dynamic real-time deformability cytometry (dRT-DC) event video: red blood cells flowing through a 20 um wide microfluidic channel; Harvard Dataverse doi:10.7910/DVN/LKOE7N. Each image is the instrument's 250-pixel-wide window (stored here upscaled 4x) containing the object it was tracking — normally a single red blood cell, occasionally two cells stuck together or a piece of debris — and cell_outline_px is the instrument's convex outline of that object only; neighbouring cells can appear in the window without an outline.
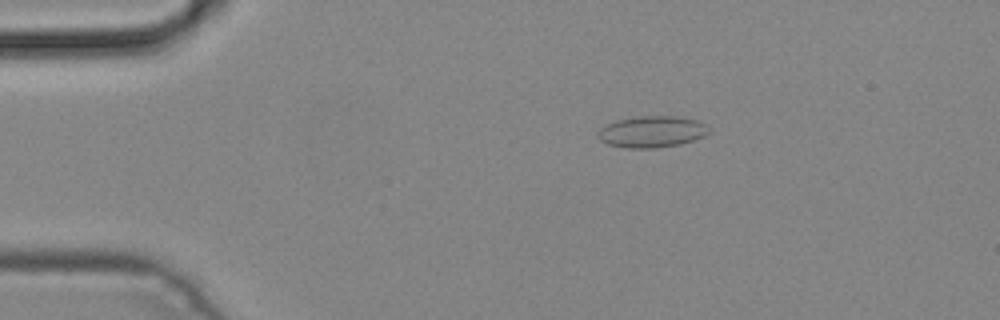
{"species": "common noctule bat (a hibernating species)", "species_latin": "Nyctalus noctula", "temperature_condition": "cold", "stored_images_in_passage": 4, "camera_frame_rate_fps": 3000, "um_per_image_px": 0.085, "animal": {"sex": "male", "body_mass_g": 19.2, "forearm_length_mm": 51.8}, "frame": {"image": 1, "passage_image": 3, "time_ms": 0.667, "image_size_px": [1000, 320], "cell_outline_px": [[712, 132], [704, 136], [680, 144], [656, 148], [628, 148], [608, 144], [600, 140], [596, 136], [596, 132], [600, 128], [616, 120], [636, 116], [676, 116], [700, 120]], "centroid_in_image_um": [55.41, 11.19], "position_along_channel_um": 29.6, "area_um2": 20.52}}